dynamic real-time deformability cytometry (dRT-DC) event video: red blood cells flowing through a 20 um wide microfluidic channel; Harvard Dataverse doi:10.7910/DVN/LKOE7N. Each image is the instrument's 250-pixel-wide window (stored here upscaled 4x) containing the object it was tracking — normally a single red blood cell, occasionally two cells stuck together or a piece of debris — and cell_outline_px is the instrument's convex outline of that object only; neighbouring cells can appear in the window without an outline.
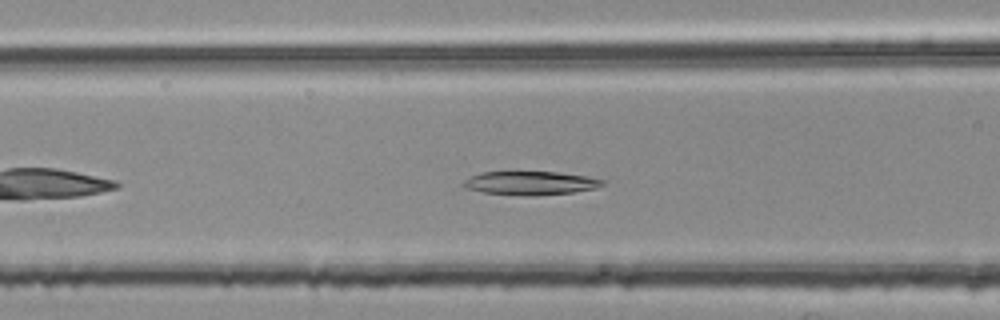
{"species": "common noctule bat (a hibernating species)", "species_latin": "Nyctalus noctula", "temperature_condition": "room temperature", "stored_images_in_passage": 37, "camera_frame_rate_fps": 3000, "um_per_image_px": 0.085, "animal": {"sex": "female", "body_mass_g": 25.1}, "frame": {"image": 1, "passage_image": 10, "time_ms": 3.0, "image_size_px": [1000, 320], "cell_outline_px": [[604, 184], [596, 188], [572, 192], [532, 196], [528, 196], [484, 192], [468, 188], [460, 184], [464, 180], [480, 172], [556, 172], [588, 176], [604, 180]], "centroid_in_image_um": [45.1, 15.56], "position_along_channel_um": 121.5, "area_um2": 18.96}}
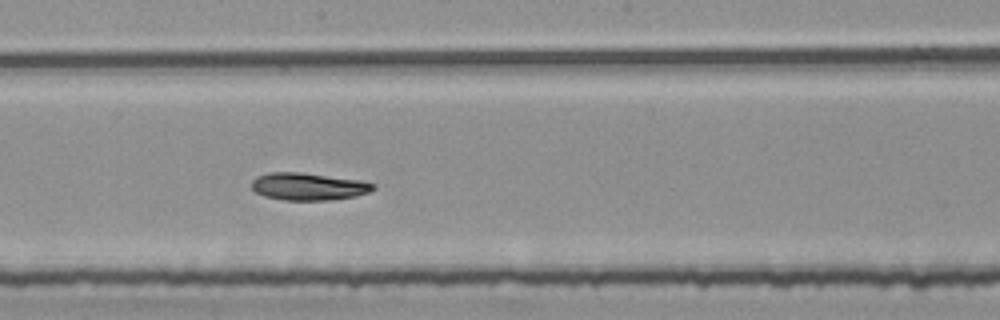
{"frame": {"image": 2, "passage_image": 18, "time_ms": 5.667, "image_size_px": [1000, 320], "cell_outline_px": [[376, 188], [368, 192], [356, 196], [328, 200], [284, 200], [264, 196], [256, 192], [252, 188], [252, 180], [256, 176], [268, 172], [300, 172], [360, 180], [376, 184]], "centroid_in_image_um": [26.2, 15.85], "position_along_channel_um": 222.0, "area_um2": 19.42}}
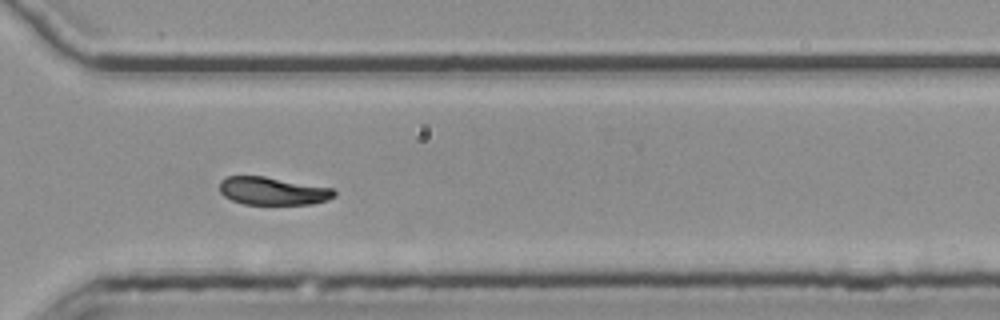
{"frame": {"image": 3, "passage_image": 28, "time_ms": 9.0, "image_size_px": [1000, 320], "cell_outline_px": [[336, 196], [328, 200], [312, 204], [244, 204], [232, 200], [224, 196], [220, 192], [220, 180], [224, 176], [264, 176], [332, 188], [336, 192]], "centroid_in_image_um": [23.17, 16.23], "position_along_channel_um": 347.4, "area_um2": 18.67}, "authors_computed_cell_mechanics": {"area_um2": 19.7098, "velocity_mm_per_s": 3.7706, "shape_relaxation_time_tau1_ms": 10.2209, "shape_relaxation_time_tau2_ms": null, "deformation_change_tau1": 0.2581, "deformation_change_tau2": null}}